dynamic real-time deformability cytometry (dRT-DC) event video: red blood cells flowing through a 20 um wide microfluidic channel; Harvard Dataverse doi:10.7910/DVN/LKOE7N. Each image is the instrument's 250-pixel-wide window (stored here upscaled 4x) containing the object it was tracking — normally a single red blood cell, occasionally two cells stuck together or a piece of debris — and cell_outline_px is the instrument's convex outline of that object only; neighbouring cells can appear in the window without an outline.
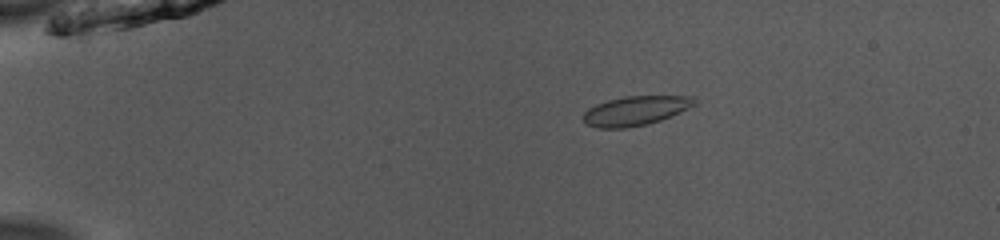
{"species": "common noctule bat (a hibernating species)", "species_latin": "Nyctalus noctula", "temperature_condition": "room temperature", "stored_images_in_passage": 52, "camera_frame_rate_fps": 3000, "um_per_image_px": 0.085, "animal": {"sex": "male", "body_mass_g": 13.0, "forearm_length_mm": 53.1}, "frame": {"image": 1, "passage_image": 11, "time_ms": 3.333, "image_size_px": [1000, 240], "cell_outline_px": [[696, 104], [680, 112], [660, 120], [648, 124], [624, 128], [596, 128], [588, 124], [584, 120], [584, 112], [588, 108], [596, 104], [608, 100], [624, 96], [692, 96], [696, 100]], "centroid_in_image_um": [54.01, 9.41], "position_along_channel_um": 31.0, "area_um2": 18.9}}
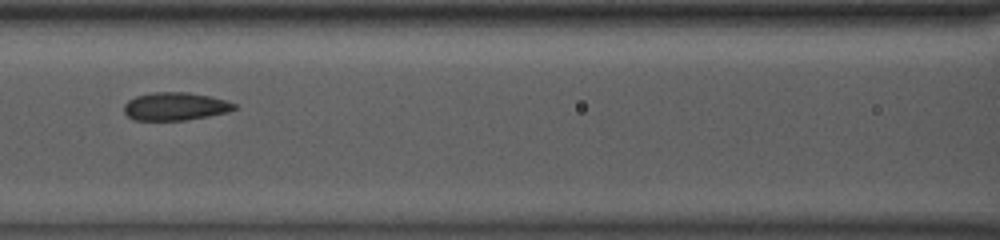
{"frame": {"image": 2, "passage_image": 25, "time_ms": 8.0, "image_size_px": [1000, 240], "cell_outline_px": [[236, 108], [228, 112], [208, 116], [184, 120], [136, 120], [128, 116], [124, 112], [124, 104], [128, 100], [136, 96], [152, 92], [188, 92], [208, 96], [224, 100], [236, 104]], "centroid_in_image_um": [14.87, 9.04], "position_along_channel_um": 151.7, "area_um2": 17.86}}
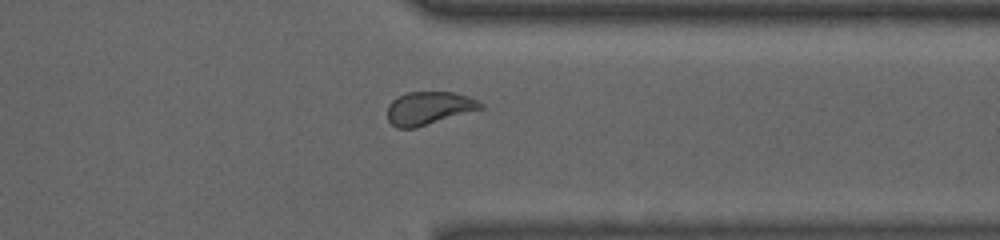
{"frame": {"image": 3, "passage_image": 42, "time_ms": 13.667, "image_size_px": [1000, 240], "cell_outline_px": [[484, 108], [416, 128], [396, 128], [388, 120], [388, 104], [396, 96], [408, 92], [452, 92], [468, 96], [484, 104]], "centroid_in_image_um": [36.44, 9.19], "position_along_channel_um": 375.0, "area_um2": 18.03}, "authors_computed_cell_mechanics": {"area_um2": 18.496, "velocity_mm_per_s": 3.9442, "shape_relaxation_time_tau1_ms": 5.8633, "shape_relaxation_time_tau2_ms": null, "deformation_change_tau1": 0.1287, "deformation_change_tau2": null}}